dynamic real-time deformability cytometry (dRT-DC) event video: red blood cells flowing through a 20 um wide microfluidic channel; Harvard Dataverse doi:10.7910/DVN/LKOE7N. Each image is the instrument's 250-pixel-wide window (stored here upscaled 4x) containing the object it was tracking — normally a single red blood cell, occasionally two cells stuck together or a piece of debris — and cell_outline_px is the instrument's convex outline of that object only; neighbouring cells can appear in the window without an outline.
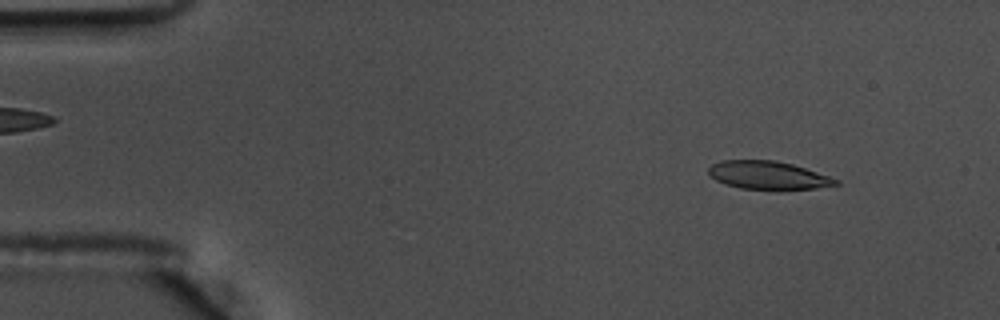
{"species": "common noctule bat (a hibernating species)", "species_latin": "Nyctalus noctula", "temperature_condition": "warm", "stored_images_in_passage": 56, "camera_frame_rate_fps": 3000, "um_per_image_px": 0.085, "animal": {"sex": "male", "body_mass_g": 17.5, "forearm_length_mm": 52.3}, "frame": {"image": 1, "passage_image": 6, "time_ms": 1.667, "image_size_px": [1000, 320], "cell_outline_px": [[840, 184], [816, 188], [740, 188], [724, 184], [708, 176], [708, 168], [712, 164], [724, 160], [772, 160], [792, 164], [840, 180]], "centroid_in_image_um": [65.23, 14.88], "position_along_channel_um": 19.8, "area_um2": 20.4}}
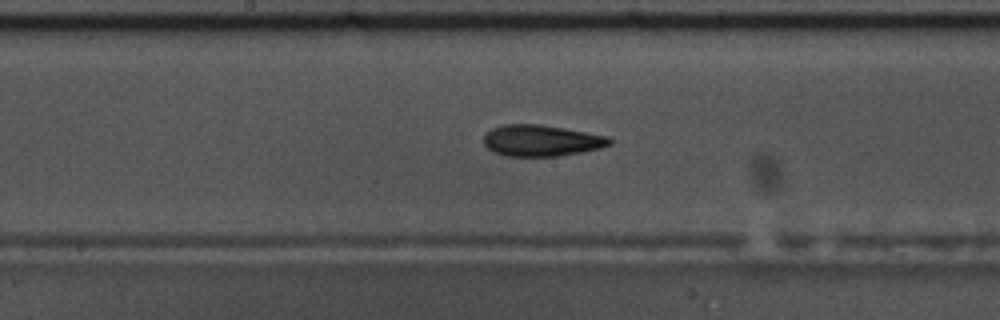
{"frame": {"image": 2, "passage_image": 29, "time_ms": 9.333, "image_size_px": [1000, 320], "cell_outline_px": [[612, 144], [600, 148], [580, 152], [556, 156], [504, 156], [488, 148], [484, 144], [484, 136], [492, 128], [504, 124], [540, 124], [564, 128], [608, 136], [612, 140]], "centroid_in_image_um": [46.02, 11.94], "position_along_channel_um": 202.2, "area_um2": 22.83}}
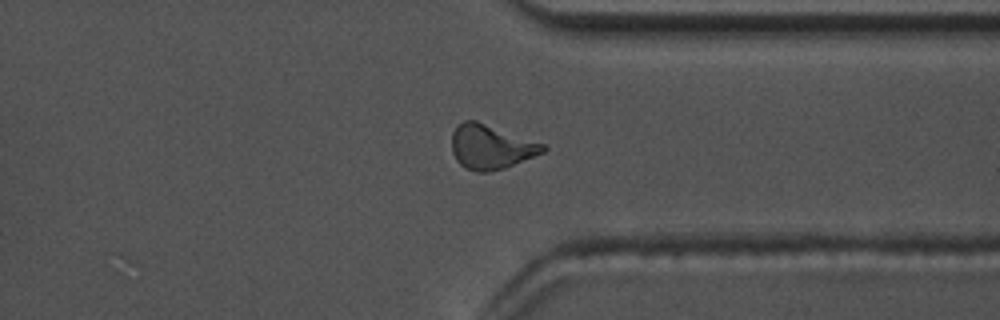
{"frame": {"image": 3, "passage_image": 43, "time_ms": 14.0, "image_size_px": [1000, 320], "cell_outline_px": [[548, 148], [544, 152], [504, 168], [488, 172], [476, 172], [464, 168], [456, 160], [452, 152], [452, 132], [456, 124], [464, 120], [476, 120], [544, 144]], "centroid_in_image_um": [41.68, 12.48], "position_along_channel_um": 369.7, "area_um2": 23.64}, "authors_computed_cell_mechanics": {"area_um2": 22.3686, "velocity_mm_per_s": 3.6139, "shape_relaxation_time_tau1_ms": 4.6907, "shape_relaxation_time_tau2_ms": 2.9273, "deformation_change_tau1": 0.1792, "deformation_change_tau2": 0.1137}}